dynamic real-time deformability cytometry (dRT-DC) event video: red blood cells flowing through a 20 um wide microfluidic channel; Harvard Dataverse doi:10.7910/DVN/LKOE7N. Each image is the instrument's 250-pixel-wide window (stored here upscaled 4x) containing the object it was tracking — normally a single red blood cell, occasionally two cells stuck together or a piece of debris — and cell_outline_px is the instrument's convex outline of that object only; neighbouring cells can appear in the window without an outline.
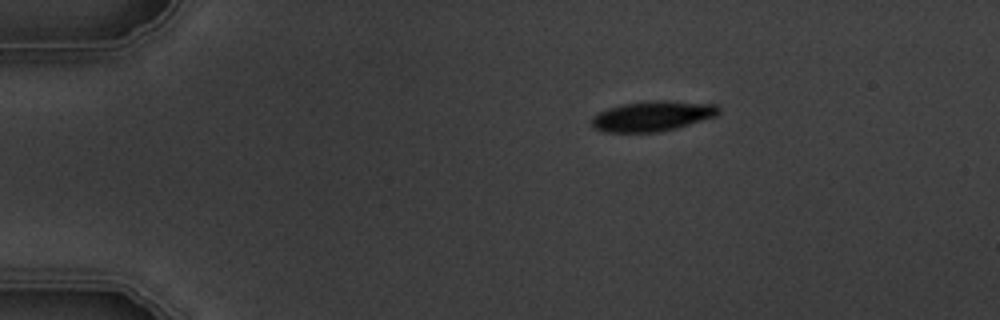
{"species": "common noctule bat (a hibernating species)", "species_latin": "Nyctalus noctula", "temperature_condition": "warm", "stored_images_in_passage": 3, "camera_frame_rate_fps": 3000, "um_per_image_px": 0.085, "animal": {"sex": "male", "body_mass_g": 19.5, "forearm_length_mm": 54.6}, "frame": {"image": 1, "passage_image": 1, "time_ms": 0.0, "image_size_px": [1000, 320], "cell_outline_px": [[720, 112], [716, 116], [676, 128], [656, 132], [604, 132], [596, 128], [592, 124], [592, 116], [608, 108], [624, 104], [660, 100], [664, 100], [716, 104], [720, 108]], "centroid_in_image_um": [55.49, 9.87], "position_along_channel_um": 29.5, "area_um2": 22.08}}